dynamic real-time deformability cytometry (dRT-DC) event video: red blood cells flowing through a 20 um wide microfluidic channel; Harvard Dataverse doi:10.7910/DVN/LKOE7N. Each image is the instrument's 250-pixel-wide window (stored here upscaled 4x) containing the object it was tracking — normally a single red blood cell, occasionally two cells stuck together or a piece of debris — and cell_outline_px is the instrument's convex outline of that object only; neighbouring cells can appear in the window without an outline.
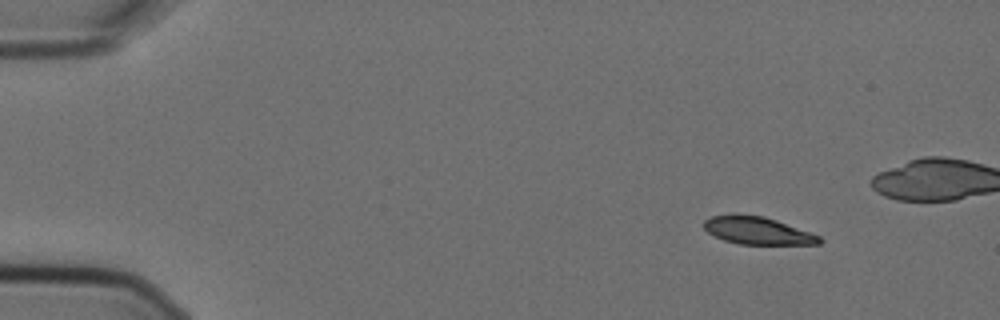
{"species": "Egyptian fruit bat (a non-hibernating species)", "species_latin": "Rousettus aegyptiacus", "temperature_condition": "cold", "stored_images_in_passage": 5, "camera_frame_rate_fps": 3000, "um_per_image_px": 0.085, "animal": {"sex": "female"}, "frame": {"image": 1, "passage_image": 1, "time_ms": 0.0, "image_size_px": [1000, 320], "cell_outline_px": [[824, 240], [820, 244], [740, 244], [724, 240], [708, 232], [704, 228], [704, 220], [712, 216], [732, 212], [736, 212], [764, 216], [776, 220], [820, 236]], "centroid_in_image_um": [64.36, 19.57], "position_along_channel_um": 20.6, "area_um2": 18.73}}